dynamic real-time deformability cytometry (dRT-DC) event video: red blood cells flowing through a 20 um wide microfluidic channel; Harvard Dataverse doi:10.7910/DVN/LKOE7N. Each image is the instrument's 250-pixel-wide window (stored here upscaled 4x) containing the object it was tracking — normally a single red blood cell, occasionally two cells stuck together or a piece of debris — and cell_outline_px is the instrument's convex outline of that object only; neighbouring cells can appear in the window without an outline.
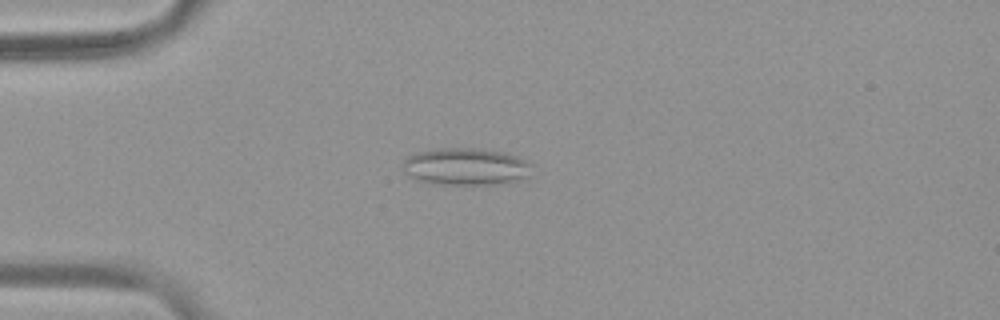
{"species": "common noctule bat (a hibernating species)", "species_latin": "Nyctalus noctula", "temperature_condition": "warm", "stored_images_in_passage": 54, "camera_frame_rate_fps": 3000, "um_per_image_px": 0.085, "animal": {"sex": "female", "body_mass_g": 19.9}, "frame": {"image": 1, "passage_image": 15, "time_ms": 4.667, "image_size_px": [1000, 320], "cell_outline_px": [[532, 164], [528, 176], [516, 180], [496, 184], [432, 184], [416, 180], [408, 176], [404, 172], [404, 160], [408, 156], [416, 152], [440, 148], [476, 148], [504, 152], [516, 156]], "centroid_in_image_um": [39.55, 14.16], "position_along_channel_um": 45.5, "area_um2": 27.92}}
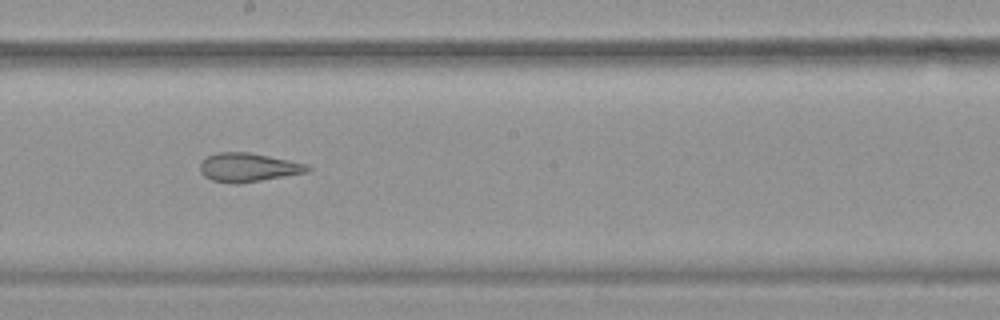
{"frame": {"image": 2, "passage_image": 31, "time_ms": 10.0, "image_size_px": [1000, 320], "cell_outline_px": [[312, 168], [308, 172], [240, 184], [232, 184], [212, 180], [204, 176], [200, 172], [200, 160], [216, 152], [248, 152], [308, 164]], "centroid_in_image_um": [21.07, 14.23], "position_along_channel_um": 227.1, "area_um2": 18.15}}
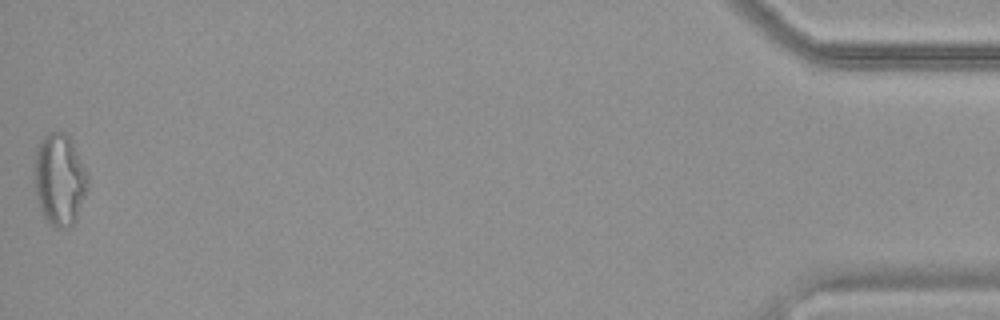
{"frame": {"image": 3, "passage_image": 54, "time_ms": 17.667, "image_size_px": [1000, 320], "cell_outline_px": [[88, 188], [76, 220], [68, 228], [56, 228], [44, 216], [40, 208], [36, 196], [36, 148], [40, 140], [48, 132], [64, 132], [68, 136], [88, 172]], "centroid_in_image_um": [5.09, 15.26], "position_along_channel_um": 430.1, "area_um2": 28.21}, "authors_computed_cell_mechanics": {"area_um2": 23.6402, "velocity_mm_per_s": 3.8192, "shape_relaxation_time_tau1_ms": null, "shape_relaxation_time_tau2_ms": 2.44, "deformation_change_tau1": null, "deformation_change_tau2": 0.1278}}